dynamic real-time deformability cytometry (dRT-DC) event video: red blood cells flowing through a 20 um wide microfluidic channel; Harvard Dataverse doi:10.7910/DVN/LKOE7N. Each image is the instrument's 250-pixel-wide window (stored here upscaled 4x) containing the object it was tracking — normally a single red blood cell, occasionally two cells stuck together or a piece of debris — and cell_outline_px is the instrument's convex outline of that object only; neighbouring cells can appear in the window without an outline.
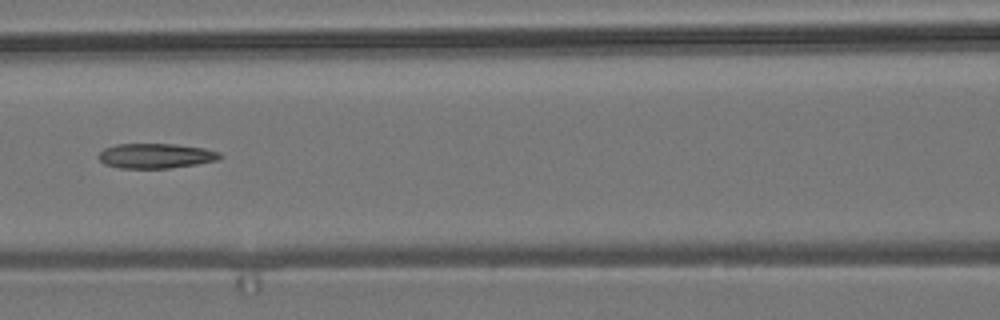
{"species": "common noctule bat (a hibernating species)", "species_latin": "Nyctalus noctula", "temperature_condition": "room temperature", "stored_images_in_passage": 9, "camera_frame_rate_fps": 3000, "um_per_image_px": 0.085, "animal": {"sex": "male", "body_mass_g": 19.2, "forearm_length_mm": 51.8}, "frame": {"image": 1, "passage_image": 6, "time_ms": 1.667, "image_size_px": [1000, 320], "cell_outline_px": [[224, 156], [216, 160], [196, 164], [168, 168], [120, 168], [104, 164], [96, 156], [104, 148], [116, 144], [176, 144], [204, 148], [220, 152]], "centroid_in_image_um": [13.22, 13.24], "position_along_channel_um": 153.4, "area_um2": 17.63}}
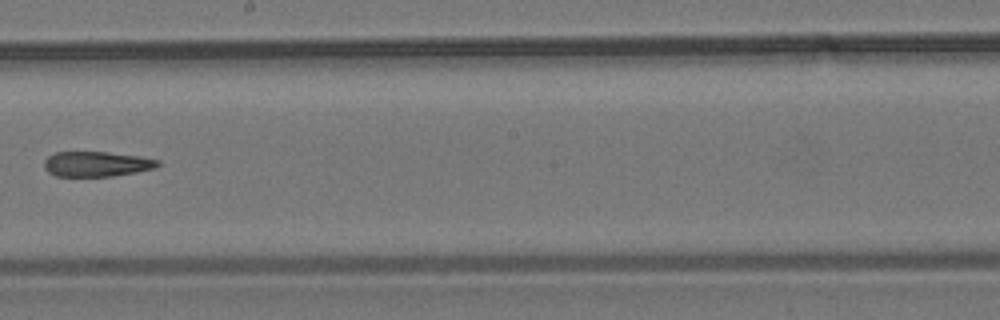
{"frame": {"image": 2, "passage_image": 8, "time_ms": 2.333, "image_size_px": [1000, 320], "cell_outline_px": [[160, 164], [156, 168], [136, 172], [112, 176], [56, 176], [48, 172], [44, 168], [44, 160], [48, 156], [56, 152], [108, 152], [140, 156], [160, 160]], "centroid_in_image_um": [8.22, 13.94], "position_along_channel_um": 240.0, "area_um2": 16.7}}
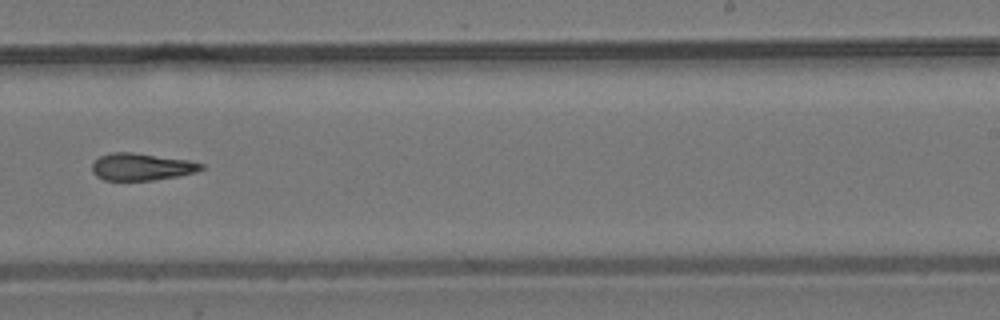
{"frame": {"image": 3, "passage_image": 9, "time_ms": 2.667, "image_size_px": [1000, 320], "cell_outline_px": [[204, 168], [196, 172], [176, 176], [152, 180], [104, 180], [96, 176], [92, 172], [92, 164], [100, 156], [112, 152], [132, 152], [188, 160], [204, 164]], "centroid_in_image_um": [12.01, 14.17], "position_along_channel_um": 277.0, "area_um2": 17.17}}